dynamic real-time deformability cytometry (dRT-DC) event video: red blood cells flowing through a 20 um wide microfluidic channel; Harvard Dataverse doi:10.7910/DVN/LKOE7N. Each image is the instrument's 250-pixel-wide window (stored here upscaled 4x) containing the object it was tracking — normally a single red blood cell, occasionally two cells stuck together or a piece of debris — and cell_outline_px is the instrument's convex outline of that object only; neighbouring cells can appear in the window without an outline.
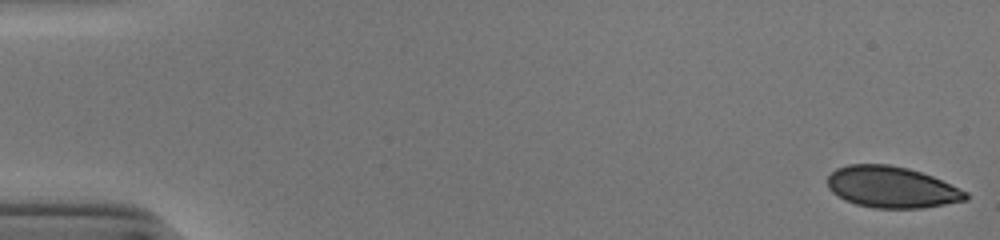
{"species": "human", "species_latin": "Homo sapiens", "temperature_condition": "cold", "stored_images_in_passage": 16, "camera_frame_rate_fps": 3000, "um_per_image_px": 0.085, "donor": {"sex": "male"}, "frame": {"image": 1, "passage_image": 1, "time_ms": 0.0, "image_size_px": [1000, 240], "cell_outline_px": [[968, 200], [924, 208], [876, 208], [856, 204], [844, 200], [832, 192], [828, 188], [828, 176], [836, 168], [848, 164], [888, 164], [908, 168], [932, 176], [968, 192]], "centroid_in_image_um": [75.79, 15.91], "position_along_channel_um": 9.2, "area_um2": 33.35}}
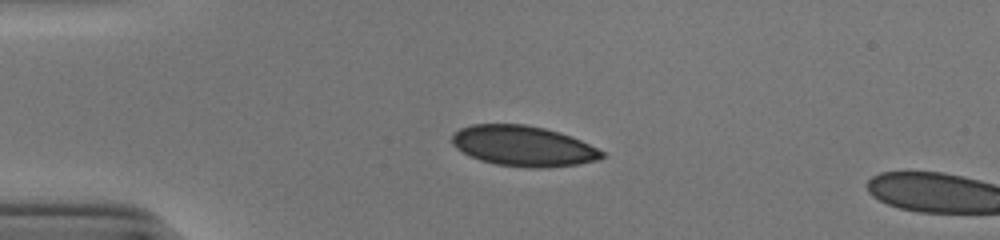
{"frame": {"image": 2, "passage_image": 13, "time_ms": 4.0, "image_size_px": [1000, 240], "cell_outline_px": [[604, 156], [600, 160], [576, 164], [544, 168], [528, 168], [496, 164], [480, 160], [456, 148], [452, 144], [452, 136], [460, 128], [472, 124], [524, 124], [544, 128], [560, 132], [580, 140], [604, 152]], "centroid_in_image_um": [44.48, 12.41], "position_along_channel_um": 40.5, "area_um2": 35.14}}